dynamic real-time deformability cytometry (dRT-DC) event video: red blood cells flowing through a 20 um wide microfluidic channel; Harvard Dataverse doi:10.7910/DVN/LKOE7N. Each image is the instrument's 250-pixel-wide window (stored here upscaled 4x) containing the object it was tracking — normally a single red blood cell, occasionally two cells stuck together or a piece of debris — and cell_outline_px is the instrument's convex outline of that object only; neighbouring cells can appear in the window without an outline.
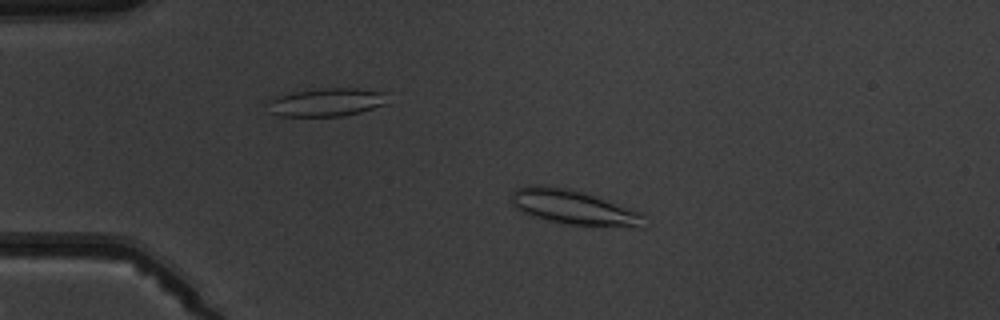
{"species": "common noctule bat (a hibernating species)", "species_latin": "Nyctalus noctula", "temperature_condition": "warm", "stored_images_in_passage": 6, "camera_frame_rate_fps": 3000, "um_per_image_px": 0.085, "animal": {"sex": "male", "body_mass_g": 19.5, "forearm_length_mm": 54.6}, "frame": {"image": 1, "passage_image": 3, "time_ms": 2.333, "image_size_px": [1000, 320], "cell_outline_px": [[644, 228], [636, 228], [564, 224], [528, 216], [516, 208], [512, 204], [512, 192], [516, 188], [528, 184], [544, 184], [572, 188], [588, 192], [644, 212]], "centroid_in_image_um": [48.8, 17.61], "position_along_channel_um": 36.2, "area_um2": 28.09}}
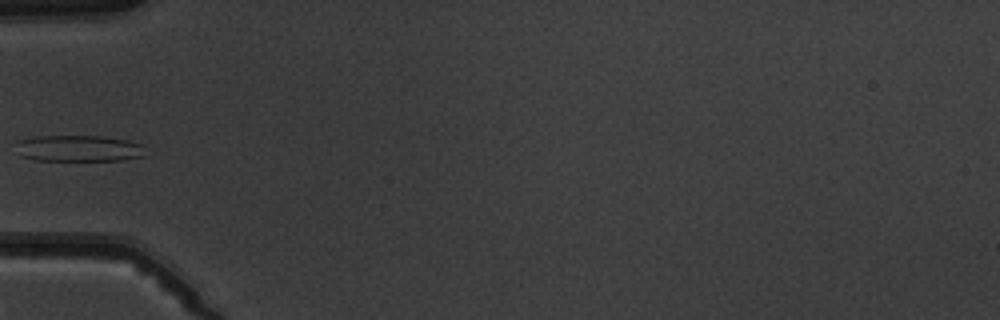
{"frame": {"image": 2, "passage_image": 5, "time_ms": 4.667, "image_size_px": [1000, 320], "cell_outline_px": [[144, 156], [120, 160], [36, 160], [20, 156], [16, 140], [36, 136], [100, 136], [128, 140], [140, 144]], "centroid_in_image_um": [6.64, 12.61], "position_along_channel_um": 78.4, "area_um2": 19.65}}
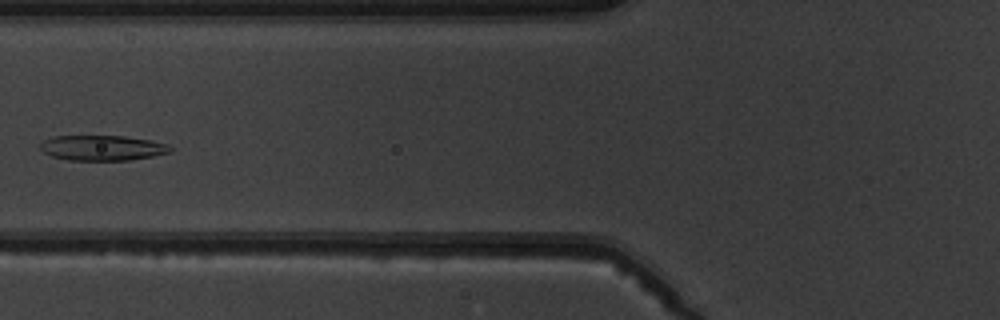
{"frame": {"image": 3, "passage_image": 6, "time_ms": 5.667, "image_size_px": [1000, 320], "cell_outline_px": [[172, 152], [152, 156], [128, 160], [68, 160], [52, 156], [44, 152], [40, 148], [40, 144], [44, 140], [52, 136], [124, 136], [152, 140], [168, 144], [172, 148]], "centroid_in_image_um": [8.72, 12.56], "position_along_channel_um": 117.1, "area_um2": 19.13}}